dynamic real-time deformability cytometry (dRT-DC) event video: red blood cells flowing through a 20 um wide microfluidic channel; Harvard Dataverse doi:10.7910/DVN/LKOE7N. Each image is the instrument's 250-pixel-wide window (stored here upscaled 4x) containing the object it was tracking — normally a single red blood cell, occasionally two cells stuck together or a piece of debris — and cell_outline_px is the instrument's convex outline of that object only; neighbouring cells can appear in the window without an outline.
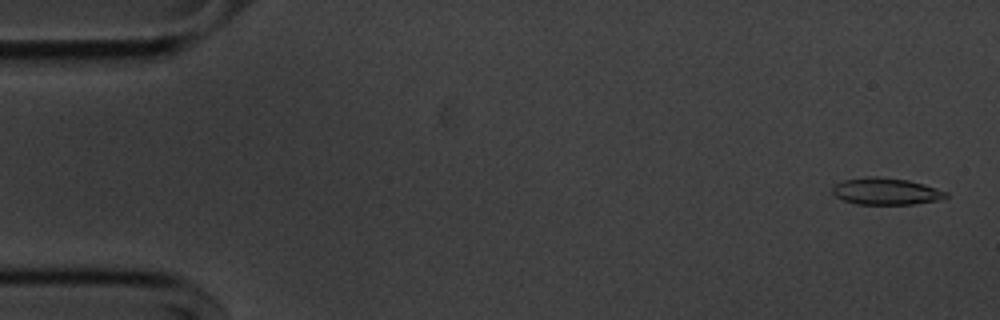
{"species": "common noctule bat (a hibernating species)", "species_latin": "Nyctalus noctula", "temperature_condition": "cold", "stored_images_in_passage": 55, "camera_frame_rate_fps": 3000, "um_per_image_px": 0.085, "animal": {"sex": "male", "body_mass_g": 20.1, "forearm_length_mm": 53.5}, "frame": {"image": 1, "passage_image": 2, "time_ms": 0.333, "image_size_px": [1000, 320], "cell_outline_px": [[948, 196], [936, 200], [912, 204], [856, 204], [844, 200], [836, 196], [832, 192], [832, 188], [836, 184], [844, 180], [868, 176], [880, 176], [908, 180], [924, 184], [948, 192]], "centroid_in_image_um": [75.3, 16.25], "position_along_channel_um": 9.7, "area_um2": 17.63}}
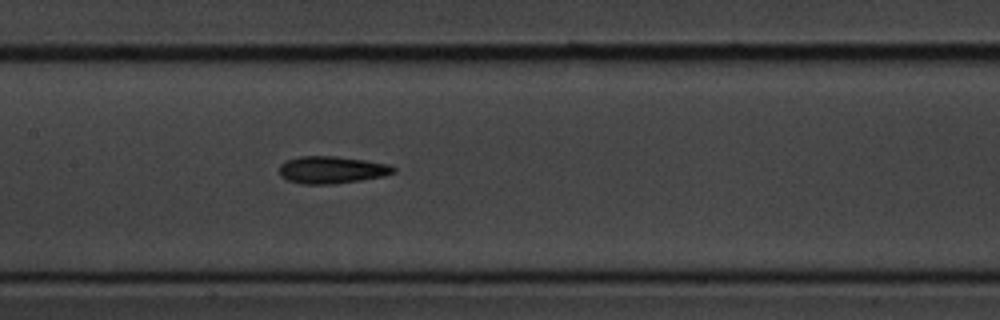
{"frame": {"image": 2, "passage_image": 26, "time_ms": 8.333, "image_size_px": [1000, 320], "cell_outline_px": [[396, 172], [384, 176], [360, 180], [332, 184], [304, 184], [288, 180], [280, 176], [280, 164], [284, 160], [300, 156], [336, 156], [364, 160], [388, 164], [396, 168]], "centroid_in_image_um": [28.19, 14.43], "position_along_channel_um": 179.2, "area_um2": 18.15}}
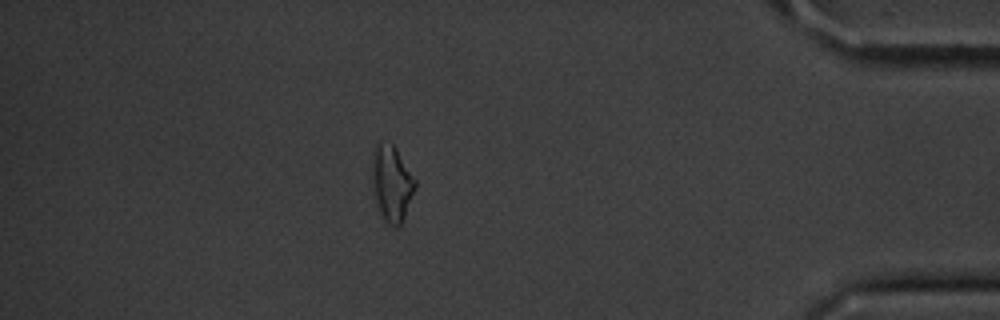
{"frame": {"image": 3, "passage_image": 48, "time_ms": 15.667, "image_size_px": [1000, 320], "cell_outline_px": [[416, 188], [404, 216], [400, 224], [396, 228], [388, 224], [384, 220], [380, 212], [376, 200], [372, 176], [372, 148], [380, 144], [392, 144], [396, 148], [416, 180]], "centroid_in_image_um": [33.3, 15.59], "position_along_channel_um": 401.9, "area_um2": 18.67}, "authors_computed_cell_mechanics": {"area_um2": 17.8602, "velocity_mm_per_s": 3.6204, "shape_relaxation_time_tau1_ms": 4.9008, "shape_relaxation_time_tau2_ms": 5.3922, "deformation_change_tau1": 0.1228, "deformation_change_tau2": 0.1397}}